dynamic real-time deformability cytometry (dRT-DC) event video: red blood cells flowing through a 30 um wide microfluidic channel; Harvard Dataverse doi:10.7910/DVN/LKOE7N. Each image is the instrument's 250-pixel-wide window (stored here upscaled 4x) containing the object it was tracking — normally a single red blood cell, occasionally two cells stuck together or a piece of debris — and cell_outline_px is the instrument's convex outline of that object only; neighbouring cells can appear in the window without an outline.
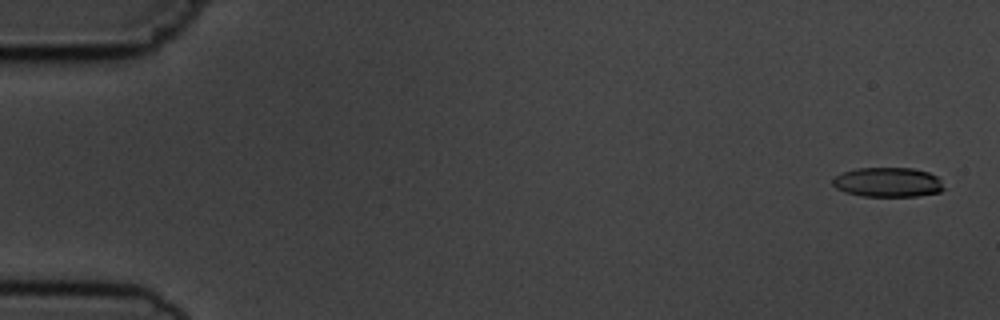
{"species": "common noctule bat (a hibernating species)", "species_latin": "Nyctalus noctula", "temperature_condition": "cold", "stored_images_in_passage": 5, "camera_frame_rate_fps": 3000, "um_per_image_px": 0.085, "animal": {"sex": "male", "body_mass_g": 19.5, "forearm_length_mm": 54.6}, "frame": {"image": 1, "passage_image": 1, "time_ms": 0.0, "image_size_px": [1000, 320], "cell_outline_px": [[944, 188], [940, 192], [916, 196], [860, 196], [844, 192], [836, 188], [832, 184], [832, 180], [836, 176], [844, 172], [856, 168], [912, 168], [928, 172], [936, 176], [940, 180]], "centroid_in_image_um": [75.45, 15.49], "position_along_channel_um": 9.6, "area_um2": 19.13}}
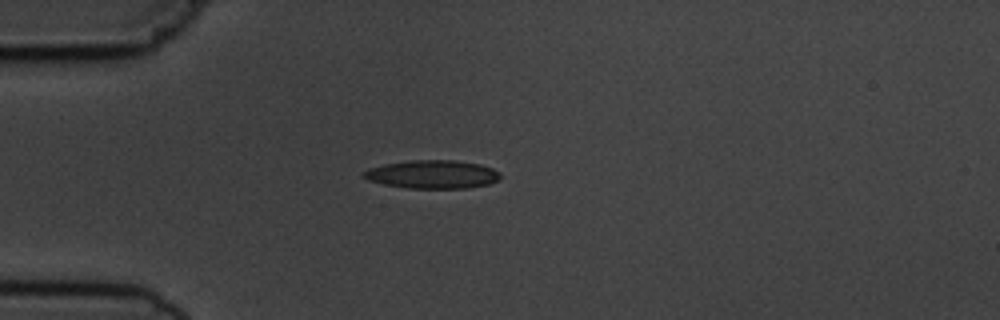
{"frame": {"image": 2, "passage_image": 4, "time_ms": 4.333, "image_size_px": [1000, 320], "cell_outline_px": [[500, 176], [496, 180], [488, 184], [468, 188], [408, 188], [384, 184], [368, 180], [360, 176], [368, 168], [384, 164], [412, 160], [456, 160], [480, 164], [492, 168], [500, 172]], "centroid_in_image_um": [36.74, 14.81], "position_along_channel_um": 48.3, "area_um2": 22.54}}